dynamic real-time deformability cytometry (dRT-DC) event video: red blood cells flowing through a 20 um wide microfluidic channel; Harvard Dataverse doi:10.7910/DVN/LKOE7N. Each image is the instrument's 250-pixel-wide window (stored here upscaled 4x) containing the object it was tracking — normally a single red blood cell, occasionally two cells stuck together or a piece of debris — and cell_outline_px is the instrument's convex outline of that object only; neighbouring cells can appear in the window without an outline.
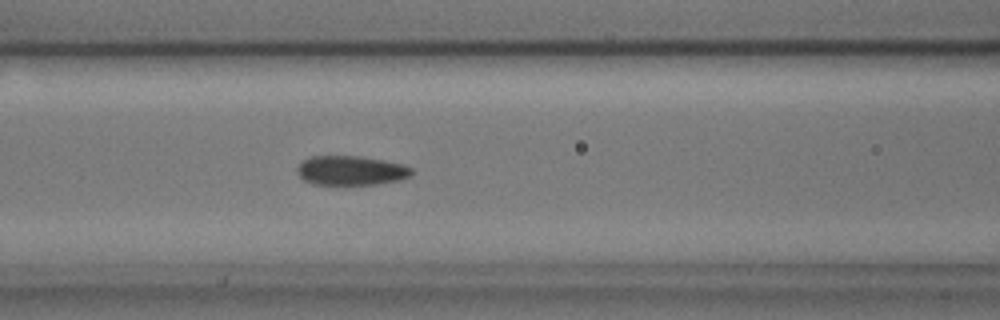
{"species": "common noctule bat (a hibernating species)", "species_latin": "Nyctalus noctula", "temperature_condition": "cold", "stored_images_in_passage": 44, "camera_frame_rate_fps": 3000, "um_per_image_px": 0.085, "animal": {"sex": "male", "body_mass_g": 17.9, "forearm_length_mm": 54.2}, "frame": {"image": 1, "passage_image": 12, "time_ms": 3.667, "image_size_px": [1000, 320], "cell_outline_px": [[412, 176], [400, 180], [376, 184], [312, 184], [304, 180], [296, 172], [296, 168], [304, 160], [312, 156], [360, 156], [384, 160], [404, 164], [412, 168]], "centroid_in_image_um": [29.86, 14.49], "position_along_channel_um": 136.7, "area_um2": 19.65}}
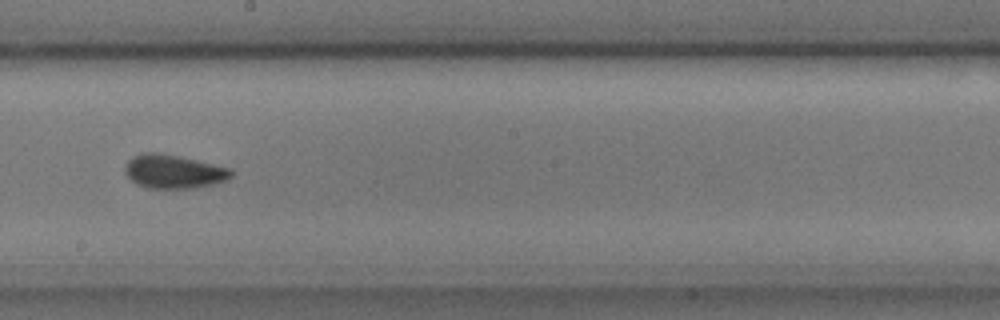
{"frame": {"image": 2, "passage_image": 20, "time_ms": 6.333, "image_size_px": [1000, 320], "cell_outline_px": [[232, 176], [228, 180], [196, 188], [148, 188], [136, 184], [124, 172], [124, 168], [128, 160], [132, 156], [144, 152], [160, 152], [180, 156], [232, 168]], "centroid_in_image_um": [14.76, 14.57], "position_along_channel_um": 233.4, "area_um2": 21.1}}
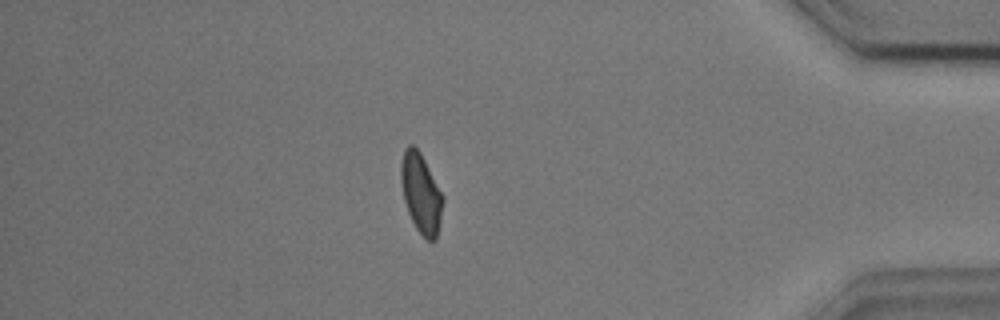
{"frame": {"image": 3, "passage_image": 37, "time_ms": 12.0, "image_size_px": [1000, 320], "cell_outline_px": [[444, 200], [436, 240], [428, 240], [416, 228], [408, 212], [404, 200], [400, 180], [400, 164], [404, 148], [408, 144], [412, 144], [420, 152], [444, 196]], "centroid_in_image_um": [35.77, 16.39], "position_along_channel_um": 399.4, "area_um2": 19.42}, "authors_computed_cell_mechanics": {"area_um2": 19.7676, "velocity_mm_per_s": 3.6294, "shape_relaxation_time_tau1_ms": 3.2796, "shape_relaxation_time_tau2_ms": 1.8211, "deformation_change_tau1": 0.09, "deformation_change_tau2": 0.0677}}